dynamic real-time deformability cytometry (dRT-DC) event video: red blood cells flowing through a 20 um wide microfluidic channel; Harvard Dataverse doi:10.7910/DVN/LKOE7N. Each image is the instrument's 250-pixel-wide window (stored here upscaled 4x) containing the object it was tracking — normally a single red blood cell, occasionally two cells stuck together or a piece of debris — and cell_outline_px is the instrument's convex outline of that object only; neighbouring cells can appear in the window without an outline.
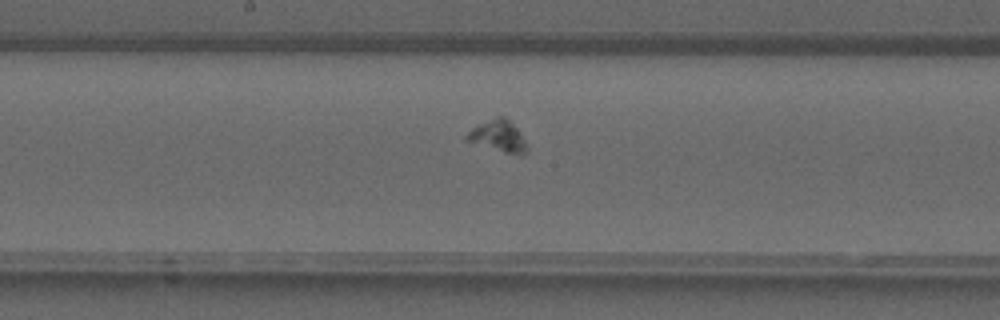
{"species": "common noctule bat (a hibernating species)", "species_latin": "Nyctalus noctula", "temperature_condition": "warm", "stored_images_in_passage": 32, "camera_frame_rate_fps": 3000, "um_per_image_px": 0.085, "animal": {"sex": "male", "forearm_length_mm": 52.5}, "frame": {"image": 1, "passage_image": 14, "time_ms": 4.333, "image_size_px": [1000, 320], "cell_outline_px": [[528, 148], [524, 152], [504, 152], [464, 140], [464, 136], [472, 128], [480, 124], [500, 116], [504, 116], [520, 132], [528, 144]], "centroid_in_image_um": [42.33, 11.55], "position_along_channel_um": 205.9, "area_um2": 10.58}}
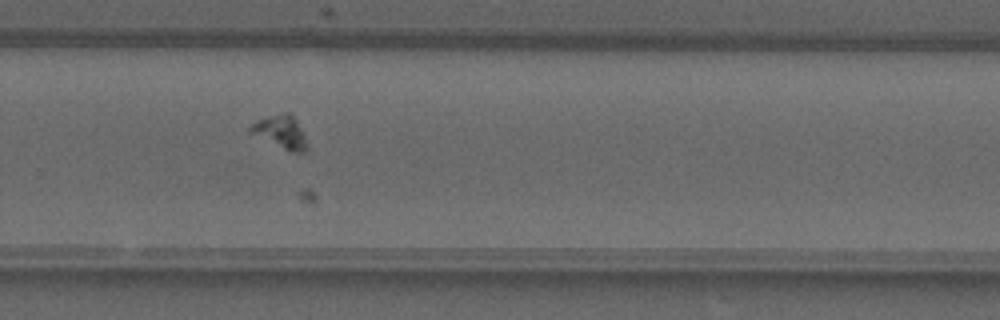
{"frame": {"image": 2, "passage_image": 20, "time_ms": 6.333, "image_size_px": [1000, 320], "cell_outline_px": [[308, 148], [304, 152], [292, 152], [248, 132], [248, 128], [252, 124], [260, 120], [284, 112], [292, 112], [304, 132], [308, 144]], "centroid_in_image_um": [23.93, 11.21], "position_along_channel_um": 305.9, "area_um2": 10.81}}
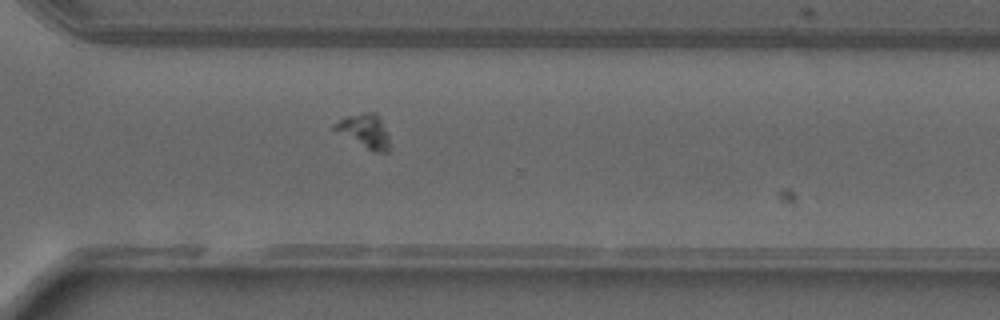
{"frame": {"image": 3, "passage_image": 22, "time_ms": 7.0, "image_size_px": [1000, 320], "cell_outline_px": [[388, 152], [372, 152], [332, 128], [332, 124], [344, 116], [364, 112], [376, 112], [388, 136]], "centroid_in_image_um": [30.95, 11.12], "position_along_channel_um": 339.6, "area_um2": 10.69}}